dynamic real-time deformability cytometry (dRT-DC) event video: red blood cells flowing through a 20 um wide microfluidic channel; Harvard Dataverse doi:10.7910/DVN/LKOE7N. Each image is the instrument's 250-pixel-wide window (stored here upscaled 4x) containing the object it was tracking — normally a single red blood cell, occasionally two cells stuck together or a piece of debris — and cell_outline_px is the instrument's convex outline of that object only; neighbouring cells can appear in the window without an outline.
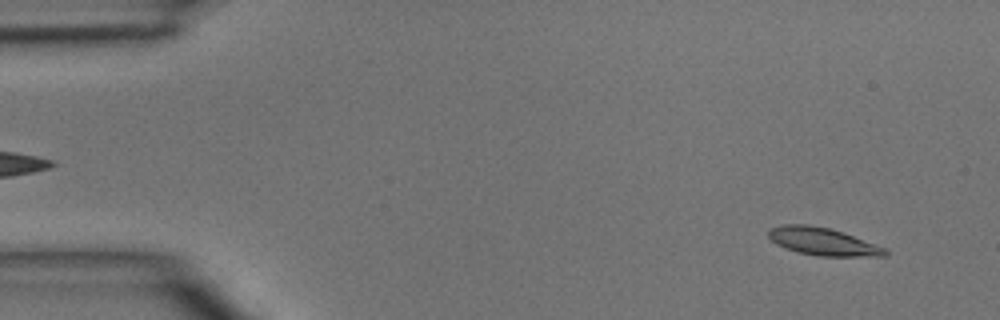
{"species": "common noctule bat (a hibernating species)", "species_latin": "Nyctalus noctula", "temperature_condition": "room temperature", "stored_images_in_passage": 48, "segment_of_instrument_passage": [1, 2], "camera_frame_rate_fps": 3000, "um_per_image_px": 0.085, "animal": {"sex": "male", "body_mass_g": 15.6}, "frame": {"image": 1, "passage_image": 3, "time_ms": 0.667, "image_size_px": [1000, 320], "cell_outline_px": [[888, 256], [820, 256], [800, 252], [776, 244], [768, 236], [768, 228], [784, 224], [808, 224], [832, 228], [844, 232], [888, 248]], "centroid_in_image_um": [69.99, 20.51], "position_along_channel_um": 15.0, "area_um2": 18.96}}
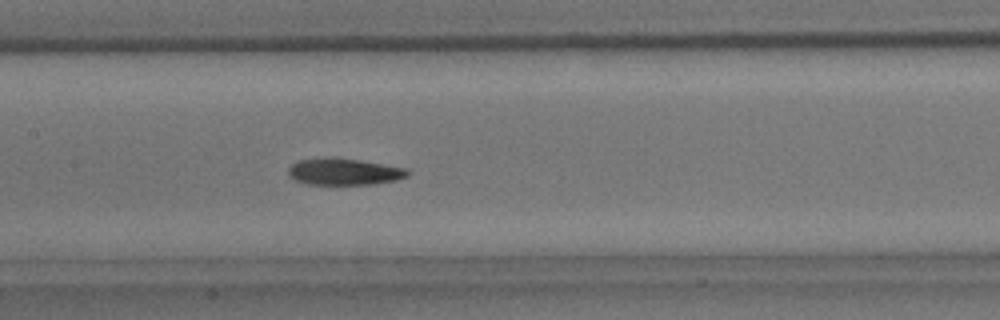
{"frame": {"image": 2, "passage_image": 22, "time_ms": 7.0, "image_size_px": [1000, 320], "cell_outline_px": [[412, 172], [408, 176], [396, 180], [372, 184], [308, 184], [296, 180], [288, 176], [288, 168], [292, 164], [300, 160], [360, 160], [408, 168]], "centroid_in_image_um": [29.33, 14.63], "position_along_channel_um": 178.1, "area_um2": 17.86}}
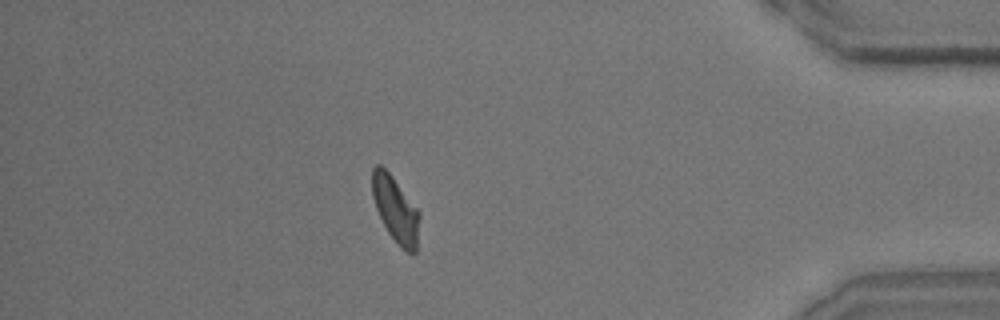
{"frame": {"image": 3, "passage_image": 41, "time_ms": 13.333, "image_size_px": [1000, 320], "cell_outline_px": [[420, 216], [416, 252], [412, 256], [400, 248], [396, 244], [388, 232], [376, 208], [372, 196], [372, 168], [376, 164], [380, 164], [392, 176], [420, 212]], "centroid_in_image_um": [33.63, 17.84], "position_along_channel_um": 401.6, "area_um2": 18.21}}